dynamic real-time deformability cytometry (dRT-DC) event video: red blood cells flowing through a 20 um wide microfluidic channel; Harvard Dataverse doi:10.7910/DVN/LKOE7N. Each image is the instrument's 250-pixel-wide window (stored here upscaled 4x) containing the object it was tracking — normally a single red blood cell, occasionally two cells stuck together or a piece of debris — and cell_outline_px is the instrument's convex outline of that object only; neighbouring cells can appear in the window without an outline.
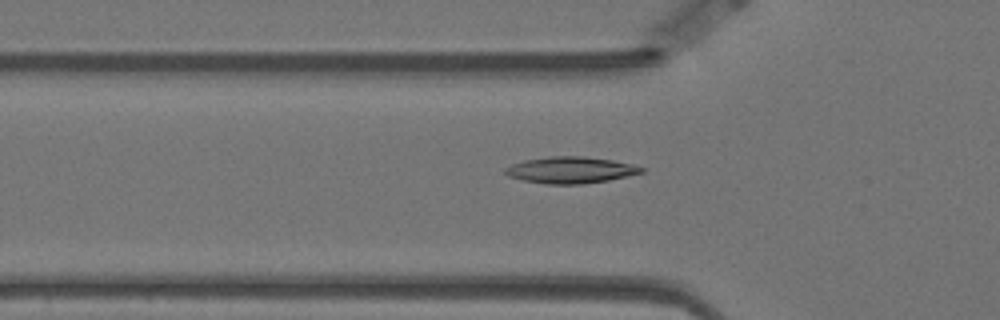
{"species": "Egyptian fruit bat (a non-hibernating species)", "species_latin": "Rousettus aegyptiacus", "temperature_condition": "warm", "stored_images_in_passage": 43, "camera_frame_rate_fps": 3000, "um_per_image_px": 0.085, "animal": {"sex": "female"}, "frame": {"image": 1, "passage_image": 10, "time_ms": 3.0, "image_size_px": [1000, 320], "cell_outline_px": [[644, 172], [608, 180], [584, 184], [544, 184], [524, 180], [508, 176], [504, 172], [504, 168], [512, 164], [524, 160], [548, 156], [584, 156], [612, 160], [632, 164], [644, 168]], "centroid_in_image_um": [48.47, 14.45], "position_along_channel_um": 77.3, "area_um2": 21.04}}
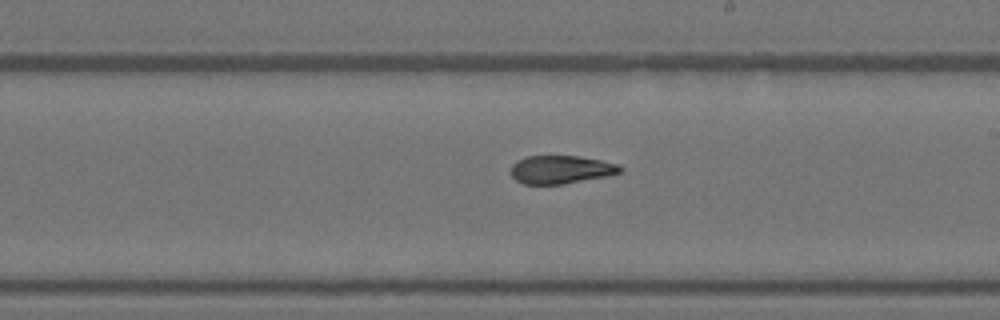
{"frame": {"image": 2, "passage_image": 24, "time_ms": 7.667, "image_size_px": [1000, 320], "cell_outline_px": [[624, 172], [608, 176], [564, 184], [524, 184], [516, 180], [512, 176], [512, 164], [516, 160], [528, 156], [580, 156], [620, 164], [624, 168]], "centroid_in_image_um": [47.74, 14.41], "position_along_channel_um": 241.3, "area_um2": 18.15}}
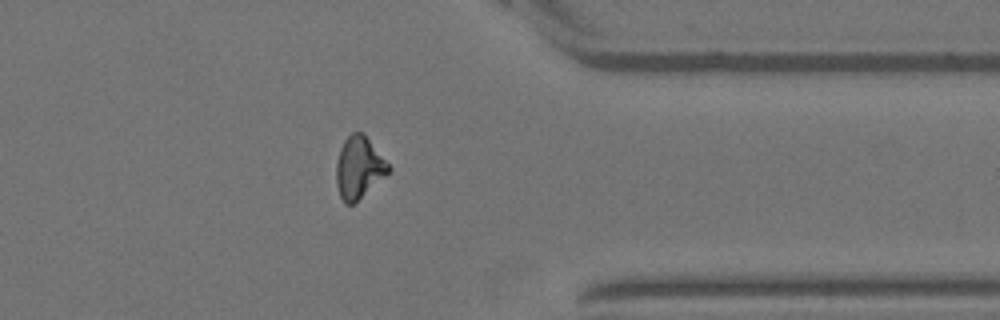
{"frame": {"image": 3, "passage_image": 37, "time_ms": 12.0, "image_size_px": [1000, 320], "cell_outline_px": [[392, 172], [352, 204], [344, 204], [340, 196], [336, 184], [336, 160], [340, 148], [344, 140], [352, 132], [364, 132], [392, 168]], "centroid_in_image_um": [30.52, 14.23], "position_along_channel_um": 380.9, "area_um2": 19.13}, "authors_computed_cell_mechanics": {"area_um2": 19.363, "velocity_mm_per_s": 3.4958, "shape_relaxation_time_tau1_ms": null, "shape_relaxation_time_tau2_ms": 2.1506, "deformation_change_tau1": null, "deformation_change_tau2": 0.0797}}